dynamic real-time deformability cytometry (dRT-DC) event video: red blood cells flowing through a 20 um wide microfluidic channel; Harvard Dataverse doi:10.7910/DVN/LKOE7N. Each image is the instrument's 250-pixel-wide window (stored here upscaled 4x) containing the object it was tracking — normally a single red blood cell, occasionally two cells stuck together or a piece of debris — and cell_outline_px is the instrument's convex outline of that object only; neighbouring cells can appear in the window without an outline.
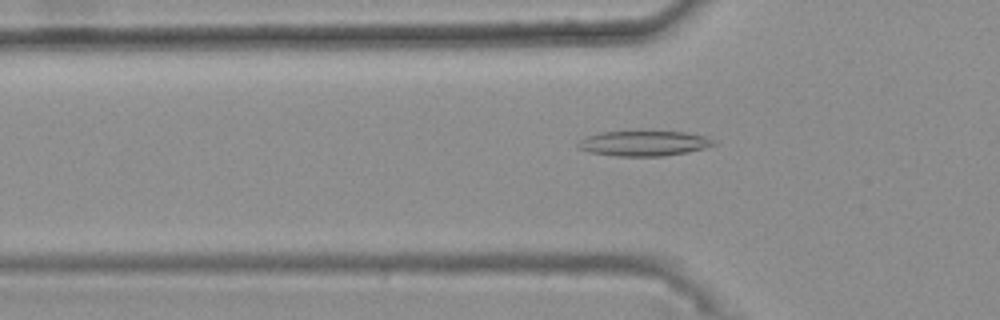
{"species": "common noctule bat (a hibernating species)", "species_latin": "Nyctalus noctula", "temperature_condition": "warm", "stored_images_in_passage": 49, "camera_frame_rate_fps": 3000, "um_per_image_px": 0.085, "animal": {"sex": "female", "body_mass_g": 25.1}, "frame": {"image": 1, "passage_image": 18, "time_ms": 5.667, "image_size_px": [1000, 320], "cell_outline_px": [[716, 144], [704, 148], [688, 152], [664, 156], [616, 156], [588, 152], [576, 148], [576, 144], [584, 136], [600, 132], [636, 128], [688, 132], [708, 136]], "centroid_in_image_um": [54.68, 12.12], "position_along_channel_um": 71.1, "area_um2": 21.27}}
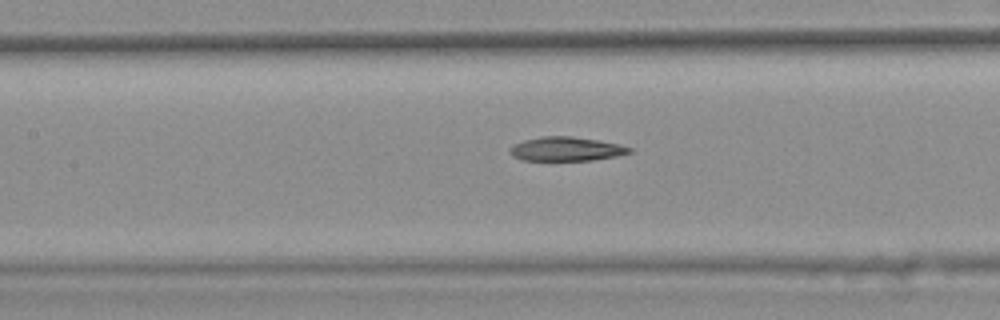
{"frame": {"image": 2, "passage_image": 25, "time_ms": 8.0, "image_size_px": [1000, 320], "cell_outline_px": [[632, 152], [616, 156], [592, 160], [520, 160], [512, 156], [508, 152], [508, 148], [512, 144], [524, 140], [540, 136], [572, 136], [620, 144], [632, 148]], "centroid_in_image_um": [48.07, 12.66], "position_along_channel_um": 159.3, "area_um2": 16.88}}
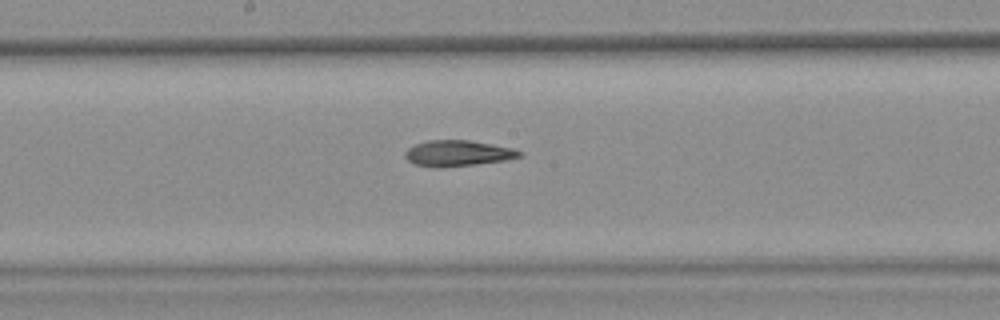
{"frame": {"image": 3, "passage_image": 29, "time_ms": 9.333, "image_size_px": [1000, 320], "cell_outline_px": [[524, 156], [504, 160], [476, 164], [416, 164], [408, 160], [404, 156], [404, 152], [408, 148], [416, 144], [428, 140], [468, 140], [492, 144], [512, 148], [524, 152]], "centroid_in_image_um": [38.99, 12.97], "position_along_channel_um": 209.2, "area_um2": 16.36}, "authors_computed_cell_mechanics": {"area_um2": 17.629, "velocity_mm_per_s": 3.7665, "shape_relaxation_time_tau1_ms": null, "shape_relaxation_time_tau2_ms": 6.6888, "deformation_change_tau1": null, "deformation_change_tau2": 0.1755}}